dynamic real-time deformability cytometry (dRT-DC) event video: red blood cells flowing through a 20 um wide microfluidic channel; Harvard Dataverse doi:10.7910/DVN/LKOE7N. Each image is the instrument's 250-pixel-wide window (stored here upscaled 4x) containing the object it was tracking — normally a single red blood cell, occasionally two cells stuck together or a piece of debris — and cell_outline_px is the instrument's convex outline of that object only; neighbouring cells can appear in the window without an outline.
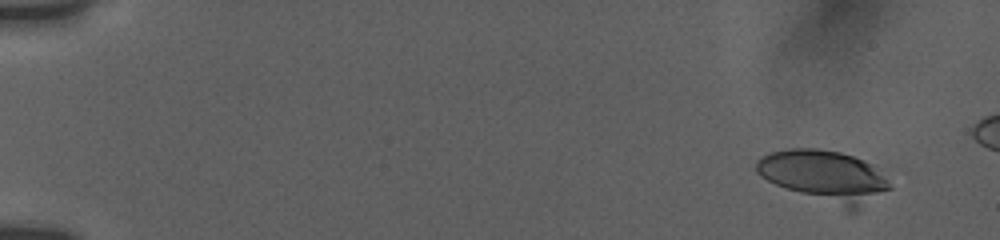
{"species": "human", "species_latin": "Homo sapiens", "temperature_condition": "room temperature", "stored_images_in_passage": 13, "camera_frame_rate_fps": 3000, "um_per_image_px": 0.085, "donor": {"sex": "female"}, "frame": {"image": 1, "passage_image": 5, "time_ms": 1.333, "image_size_px": [1000, 240], "cell_outline_px": [[892, 188], [856, 212], [848, 212], [776, 184], [760, 176], [756, 172], [756, 160], [760, 156], [772, 152], [792, 148], [816, 148], [840, 152], [864, 160], [872, 164], [888, 180]], "centroid_in_image_um": [70.12, 15.0], "position_along_channel_um": 14.9, "area_um2": 40.23}}